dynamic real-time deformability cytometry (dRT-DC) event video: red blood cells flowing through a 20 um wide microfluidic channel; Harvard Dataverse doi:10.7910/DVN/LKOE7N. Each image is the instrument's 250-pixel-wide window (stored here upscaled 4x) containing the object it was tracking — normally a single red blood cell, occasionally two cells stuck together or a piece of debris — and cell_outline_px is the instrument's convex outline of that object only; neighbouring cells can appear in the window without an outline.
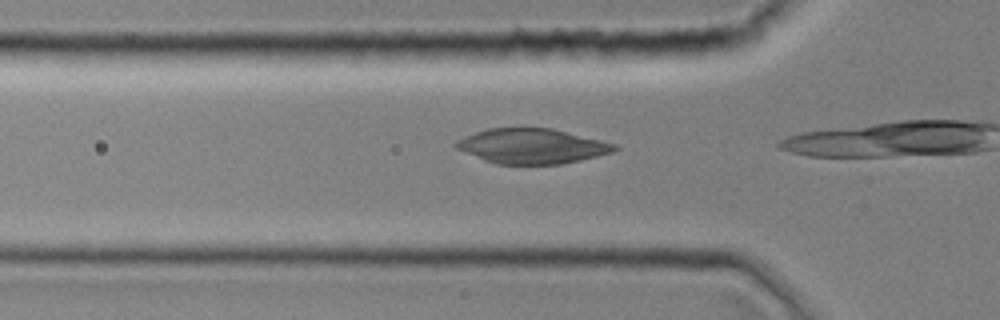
{"species": "common noctule bat (a hibernating species)", "species_latin": "Nyctalus noctula", "temperature_condition": "room temperature", "stored_images_in_passage": 7, "camera_frame_rate_fps": 3000, "um_per_image_px": 0.085, "animal": {"sex": "female", "body_mass_g": 19.0, "forearm_length_mm": 51.5}, "frame": {"image": 1, "passage_image": 5, "time_ms": 1.333, "image_size_px": [1000, 320], "cell_outline_px": [[620, 148], [612, 152], [580, 160], [560, 164], [496, 164], [484, 160], [456, 148], [452, 144], [456, 140], [464, 136], [488, 128], [552, 128], [616, 144]], "centroid_in_image_um": [45.19, 12.42], "position_along_channel_um": 80.6, "area_um2": 32.14}}